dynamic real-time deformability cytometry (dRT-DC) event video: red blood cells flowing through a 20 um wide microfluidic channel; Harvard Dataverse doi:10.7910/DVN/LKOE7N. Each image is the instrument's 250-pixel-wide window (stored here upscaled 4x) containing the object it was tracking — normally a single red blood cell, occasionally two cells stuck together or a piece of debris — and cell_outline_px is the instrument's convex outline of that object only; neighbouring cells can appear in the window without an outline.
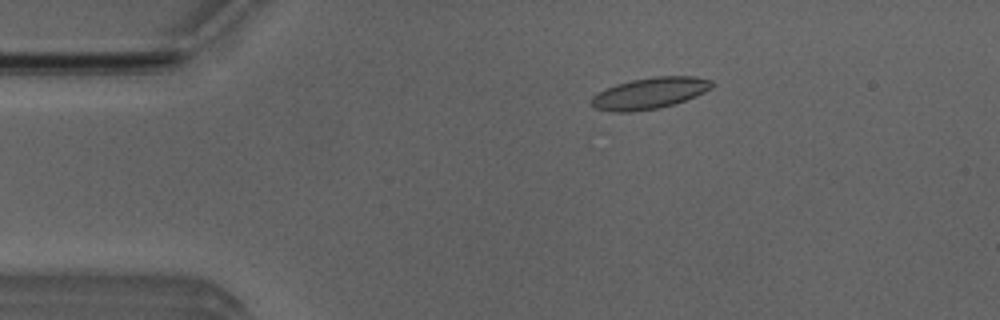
{"species": "Egyptian fruit bat (a non-hibernating species)", "species_latin": "Rousettus aegyptiacus", "temperature_condition": "room temperature", "stored_images_in_passage": 51, "camera_frame_rate_fps": 3000, "um_per_image_px": 0.085, "animal": {"sex": "male"}, "frame": {"image": 1, "passage_image": 9, "time_ms": 2.667, "image_size_px": [1000, 320], "cell_outline_px": [[716, 84], [712, 88], [696, 96], [660, 108], [632, 112], [612, 112], [596, 108], [588, 104], [592, 96], [596, 92], [604, 88], [616, 84], [632, 80], [656, 76], [696, 76], [712, 80]], "centroid_in_image_um": [55.2, 7.92], "position_along_channel_um": 29.8, "area_um2": 22.31}}
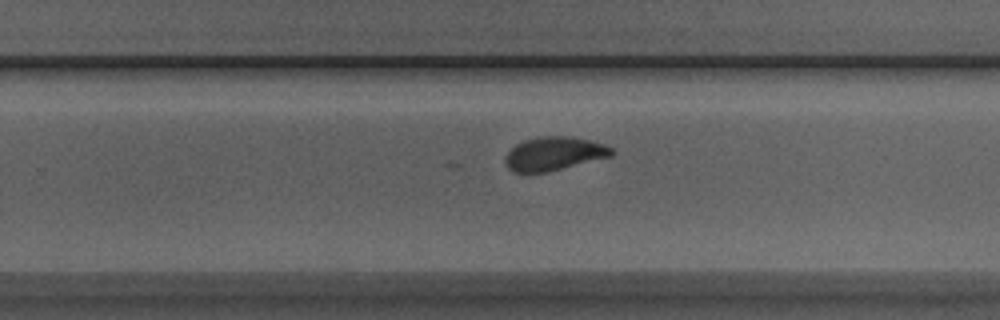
{"frame": {"image": 2, "passage_image": 32, "time_ms": 10.333, "image_size_px": [1000, 320], "cell_outline_px": [[616, 152], [612, 156], [548, 172], [512, 172], [508, 168], [504, 160], [508, 152], [516, 144], [524, 140], [540, 136], [568, 136], [588, 140], [604, 144], [612, 148]], "centroid_in_image_um": [47.1, 13.06], "position_along_channel_um": 282.7, "area_um2": 20.81}}
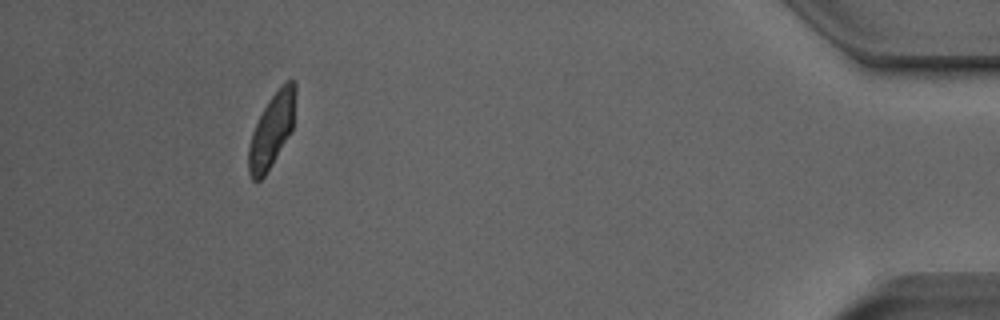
{"frame": {"image": 3, "passage_image": 47, "time_ms": 15.333, "image_size_px": [1000, 320], "cell_outline_px": [[296, 92], [292, 128], [272, 164], [264, 176], [260, 180], [252, 180], [248, 172], [248, 148], [252, 132], [268, 100], [280, 84], [288, 80], [296, 80]], "centroid_in_image_um": [23.09, 11.03], "position_along_channel_um": 412.1, "area_um2": 19.94}}